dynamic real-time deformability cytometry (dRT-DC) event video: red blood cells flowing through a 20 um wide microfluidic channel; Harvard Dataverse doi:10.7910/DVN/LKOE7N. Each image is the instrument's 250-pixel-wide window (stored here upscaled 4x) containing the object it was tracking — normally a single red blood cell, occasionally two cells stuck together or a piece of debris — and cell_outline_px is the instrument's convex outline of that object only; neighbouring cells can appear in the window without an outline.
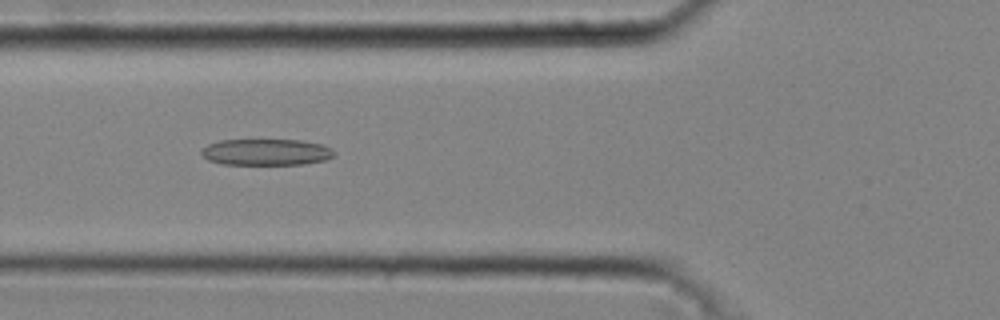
{"species": "common noctule bat (a hibernating species)", "species_latin": "Nyctalus noctula", "temperature_condition": "cold", "stored_images_in_passage": 43, "camera_frame_rate_fps": 3000, "um_per_image_px": 0.085, "animal": {"sex": "male", "body_mass_g": 20.4}, "frame": {"image": 1, "passage_image": 17, "time_ms": 5.333, "image_size_px": [1000, 320], "cell_outline_px": [[336, 152], [332, 156], [324, 160], [304, 164], [220, 164], [208, 160], [200, 152], [208, 144], [220, 140], [300, 140], [320, 144]], "centroid_in_image_um": [22.59, 12.93], "position_along_channel_um": 103.2, "area_um2": 20.17}}
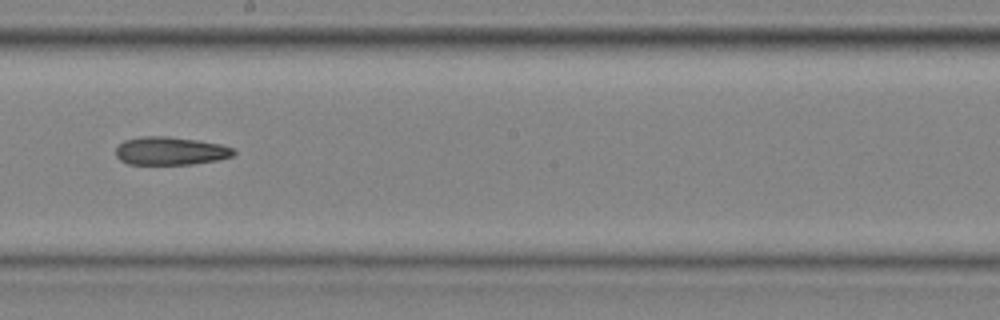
{"frame": {"image": 2, "passage_image": 26, "time_ms": 8.333, "image_size_px": [1000, 320], "cell_outline_px": [[236, 152], [232, 156], [216, 160], [192, 164], [128, 164], [120, 160], [116, 156], [116, 148], [124, 140], [144, 136], [168, 136], [196, 140], [220, 144], [236, 148]], "centroid_in_image_um": [14.49, 12.82], "position_along_channel_um": 233.7, "area_um2": 19.31}}
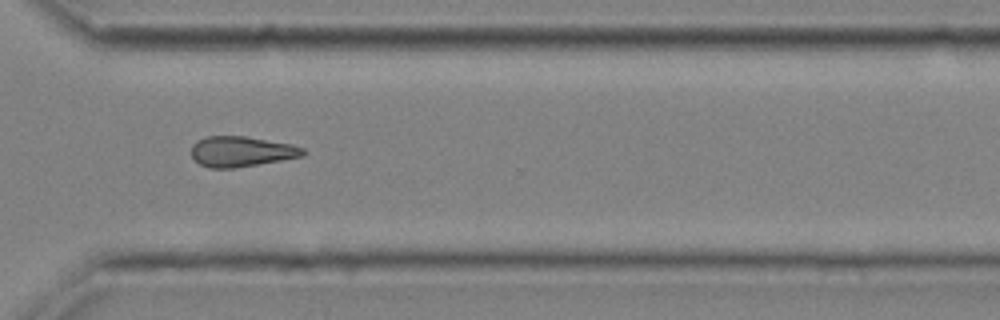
{"frame": {"image": 3, "passage_image": 34, "time_ms": 11.0, "image_size_px": [1000, 320], "cell_outline_px": [[308, 152], [304, 156], [232, 168], [208, 168], [200, 164], [192, 156], [192, 144], [196, 140], [204, 136], [244, 136], [292, 144], [304, 148]], "centroid_in_image_um": [20.52, 12.87], "position_along_channel_um": 350.1, "area_um2": 19.77}}